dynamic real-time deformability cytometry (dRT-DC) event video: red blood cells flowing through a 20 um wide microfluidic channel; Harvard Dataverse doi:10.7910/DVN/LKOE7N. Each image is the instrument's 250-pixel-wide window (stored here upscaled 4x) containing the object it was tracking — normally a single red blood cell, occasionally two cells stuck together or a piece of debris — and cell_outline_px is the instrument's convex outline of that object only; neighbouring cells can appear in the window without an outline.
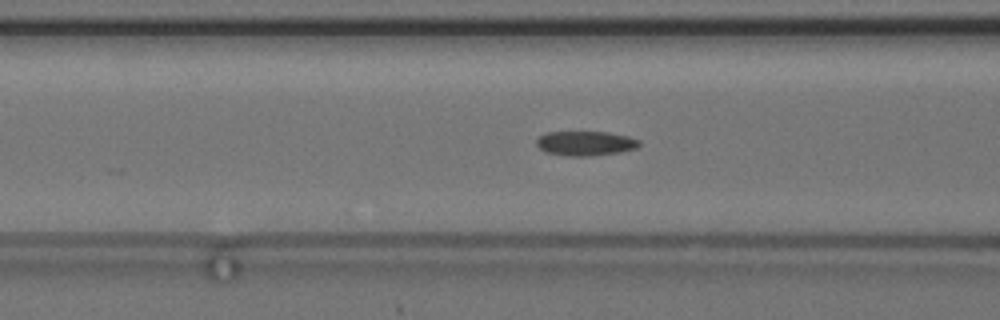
{"species": "common noctule bat (a hibernating species)", "species_latin": "Nyctalus noctula", "temperature_condition": "cold", "stored_images_in_passage": 49, "camera_frame_rate_fps": 3000, "um_per_image_px": 0.085, "animal": {"sex": "female", "body_mass_g": 24.6, "forearm_length_mm": 56.2}, "frame": {"image": 1, "passage_image": 22, "time_ms": 7.0, "image_size_px": [1000, 320], "cell_outline_px": [[640, 144], [636, 148], [620, 152], [588, 156], [568, 156], [544, 152], [536, 144], [536, 140], [540, 136], [548, 132], [608, 132], [628, 136], [640, 140]], "centroid_in_image_um": [49.76, 12.18], "position_along_channel_um": 116.8, "area_um2": 14.68}}